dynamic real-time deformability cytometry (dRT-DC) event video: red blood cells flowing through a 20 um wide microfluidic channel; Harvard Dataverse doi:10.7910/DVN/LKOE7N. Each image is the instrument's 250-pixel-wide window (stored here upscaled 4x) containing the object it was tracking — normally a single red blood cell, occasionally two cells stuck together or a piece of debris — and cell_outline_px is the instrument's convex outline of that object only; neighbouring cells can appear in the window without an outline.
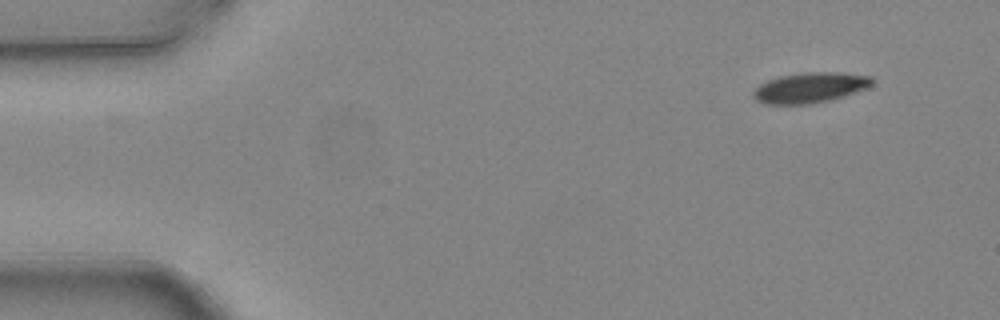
{"species": "common noctule bat (a hibernating species)", "species_latin": "Nyctalus noctula", "temperature_condition": "warm", "stored_images_in_passage": 4, "camera_frame_rate_fps": 3000, "um_per_image_px": 0.085, "animal": {"sex": "female", "body_mass_g": 24.6, "forearm_length_mm": 56.2}, "frame": {"image": 1, "passage_image": 1, "time_ms": 0.0, "image_size_px": [1000, 320], "cell_outline_px": [[876, 80], [872, 84], [864, 88], [844, 96], [828, 100], [808, 104], [764, 104], [756, 100], [752, 96], [752, 92], [760, 84], [768, 80], [780, 76], [804, 72], [832, 72], [872, 76]], "centroid_in_image_um": [68.82, 7.45], "position_along_channel_um": 16.2, "area_um2": 20.87}}
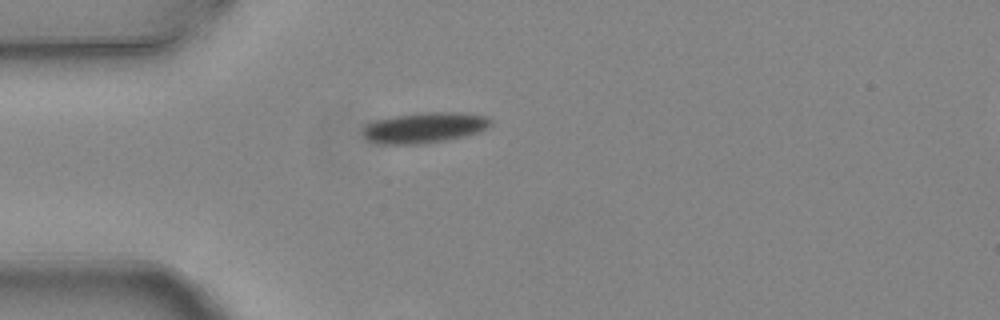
{"frame": {"image": 2, "passage_image": 3, "time_ms": 0.667, "image_size_px": [1000, 320], "cell_outline_px": [[492, 124], [488, 128], [464, 136], [448, 140], [424, 144], [376, 144], [368, 140], [360, 132], [368, 124], [376, 120], [392, 116], [416, 112], [464, 112], [488, 116], [492, 120]], "centroid_in_image_um": [36.09, 10.84], "position_along_channel_um": 48.9, "area_um2": 23.24}}